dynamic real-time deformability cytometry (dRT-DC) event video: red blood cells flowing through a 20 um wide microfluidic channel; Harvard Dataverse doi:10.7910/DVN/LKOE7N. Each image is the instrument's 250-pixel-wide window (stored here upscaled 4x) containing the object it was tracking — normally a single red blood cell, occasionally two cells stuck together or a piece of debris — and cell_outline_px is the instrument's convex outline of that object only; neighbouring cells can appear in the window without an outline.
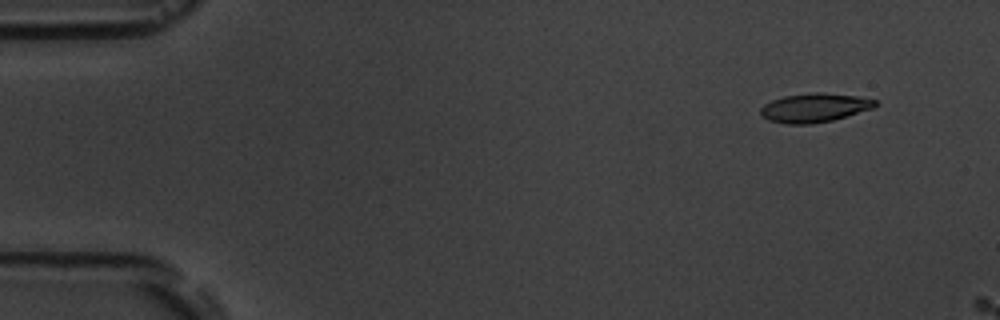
{"species": "common noctule bat (a hibernating species)", "species_latin": "Nyctalus noctula", "temperature_condition": "room temperature", "stored_images_in_passage": 4, "camera_frame_rate_fps": 3000, "um_per_image_px": 0.085, "animal": {"sex": "male", "body_mass_g": 19.5, "forearm_length_mm": 54.6}, "frame": {"image": 1, "passage_image": 2, "time_ms": 1.333, "image_size_px": [1000, 320], "cell_outline_px": [[876, 104], [872, 108], [832, 120], [812, 124], [784, 124], [768, 120], [760, 112], [760, 108], [764, 104], [772, 100], [784, 96], [816, 92], [820, 92], [860, 96], [876, 100]], "centroid_in_image_um": [69.2, 9.15], "position_along_channel_um": 15.8, "area_um2": 19.19}}